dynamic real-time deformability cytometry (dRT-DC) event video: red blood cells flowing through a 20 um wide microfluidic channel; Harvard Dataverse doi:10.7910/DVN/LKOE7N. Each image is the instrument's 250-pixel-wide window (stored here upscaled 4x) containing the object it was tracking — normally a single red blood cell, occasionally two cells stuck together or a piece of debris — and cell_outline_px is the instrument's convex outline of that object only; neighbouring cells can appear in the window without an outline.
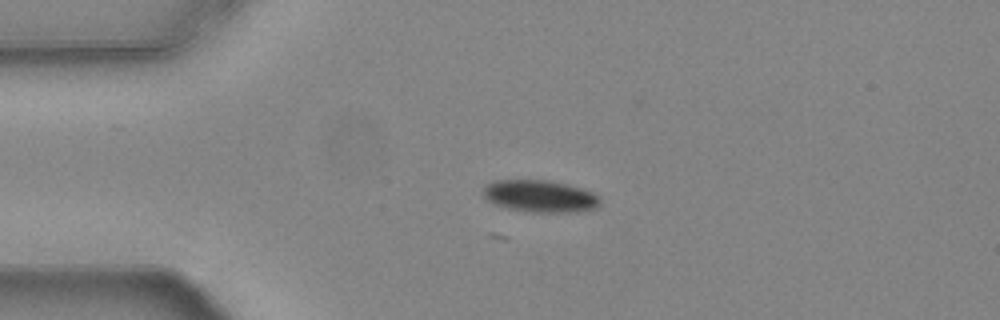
{"species": "common noctule bat (a hibernating species)", "species_latin": "Nyctalus noctula", "temperature_condition": "warm", "stored_images_in_passage": 5, "camera_frame_rate_fps": 3000, "um_per_image_px": 0.085, "animal": {"sex": "female", "body_mass_g": 24.6, "forearm_length_mm": 56.2}, "frame": {"image": 1, "passage_image": 5, "time_ms": 1.333, "image_size_px": [1000, 320], "cell_outline_px": [[600, 204], [592, 208], [564, 212], [532, 212], [508, 208], [496, 204], [488, 200], [484, 196], [484, 188], [492, 180], [552, 180], [584, 188], [600, 196]], "centroid_in_image_um": [45.91, 16.65], "position_along_channel_um": 39.1, "area_um2": 21.68}}